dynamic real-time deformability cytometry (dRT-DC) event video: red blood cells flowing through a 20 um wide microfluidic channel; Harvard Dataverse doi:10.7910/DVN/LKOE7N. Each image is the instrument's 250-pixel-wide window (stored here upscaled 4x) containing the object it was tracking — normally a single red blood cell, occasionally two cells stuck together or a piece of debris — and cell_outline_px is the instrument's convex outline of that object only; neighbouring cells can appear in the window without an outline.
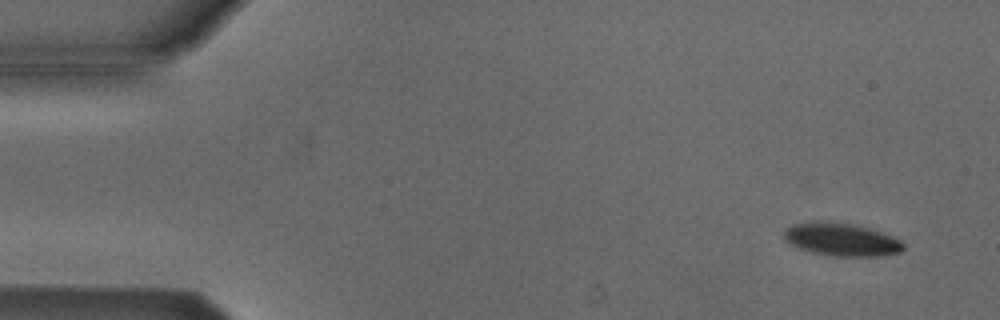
{"species": "Egyptian fruit bat (a non-hibernating species)", "species_latin": "Rousettus aegyptiacus", "temperature_condition": "cold", "stored_images_in_passage": 54, "camera_frame_rate_fps": 3000, "um_per_image_px": 0.085, "animal": {"sex": "male"}, "frame": {"image": 1, "passage_image": 4, "time_ms": 1.0, "image_size_px": [1000, 320], "cell_outline_px": [[904, 248], [900, 252], [880, 256], [832, 256], [812, 252], [796, 248], [788, 244], [784, 240], [784, 232], [792, 224], [828, 220], [856, 224], [892, 236], [900, 240], [904, 244]], "centroid_in_image_um": [71.49, 20.35], "position_along_channel_um": 13.5, "area_um2": 23.12}}
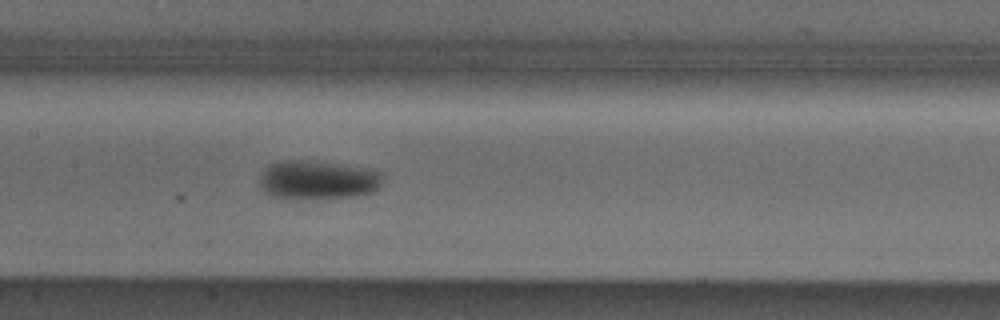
{"frame": {"image": 2, "passage_image": 26, "time_ms": 8.333, "image_size_px": [1000, 320], "cell_outline_px": [[384, 176], [380, 188], [372, 192], [352, 196], [284, 200], [272, 196], [260, 184], [260, 180], [268, 164], [280, 160], [300, 160], [344, 164], [380, 172]], "centroid_in_image_um": [27.01, 15.3], "position_along_channel_um": 180.4, "area_um2": 27.86}}
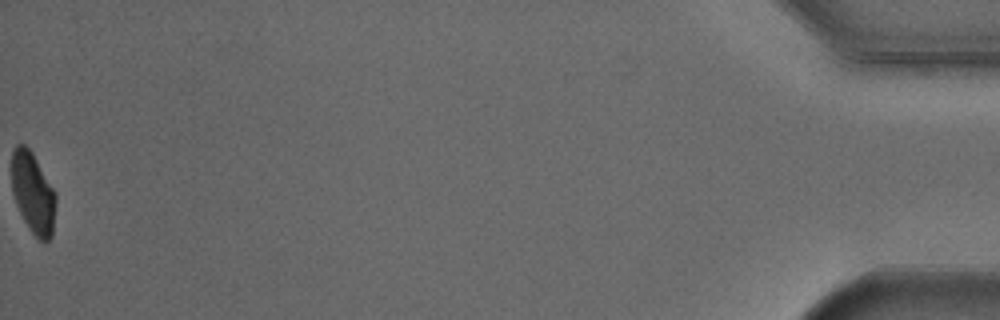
{"frame": {"image": 3, "passage_image": 54, "time_ms": 17.667, "image_size_px": [1000, 320], "cell_outline_px": [[56, 204], [52, 236], [44, 244], [28, 228], [16, 204], [12, 192], [12, 152], [16, 144], [24, 144], [32, 152], [56, 192]], "centroid_in_image_um": [2.82, 16.41], "position_along_channel_um": 432.4, "area_um2": 20.98}, "authors_computed_cell_mechanics": {"area_um2": 24.3916, "velocity_mm_per_s": 3.8435, "shape_relaxation_time_tau1_ms": 5.4372, "shape_relaxation_time_tau2_ms": null, "deformation_change_tau1": 0.1269, "deformation_change_tau2": null}}